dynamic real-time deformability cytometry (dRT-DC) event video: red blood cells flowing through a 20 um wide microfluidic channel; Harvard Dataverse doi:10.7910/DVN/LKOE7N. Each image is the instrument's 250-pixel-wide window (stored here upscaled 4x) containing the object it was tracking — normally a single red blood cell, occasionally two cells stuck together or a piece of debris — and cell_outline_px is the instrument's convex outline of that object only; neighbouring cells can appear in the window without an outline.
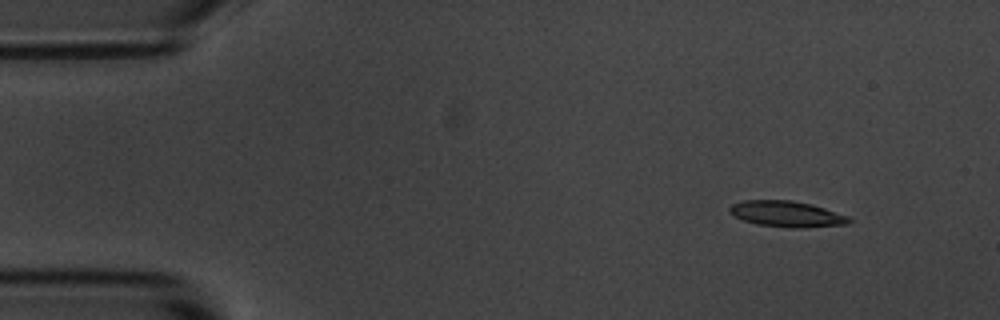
{"species": "common noctule bat (a hibernating species)", "species_latin": "Nyctalus noctula", "temperature_condition": "room temperature", "stored_images_in_passage": 4, "segment_of_instrument_passage": [1, 2], "camera_frame_rate_fps": 3000, "um_per_image_px": 0.085, "animal": {"sex": "male", "body_mass_g": 20.1, "forearm_length_mm": 53.5}, "frame": {"image": 1, "passage_image": 1, "time_ms": 0.0, "image_size_px": [1000, 320], "cell_outline_px": [[852, 220], [848, 224], [804, 228], [796, 228], [756, 224], [744, 220], [728, 212], [728, 208], [732, 204], [744, 200], [792, 200], [812, 204], [848, 216]], "centroid_in_image_um": [66.88, 18.18], "position_along_channel_um": 18.1, "area_um2": 18.03}}
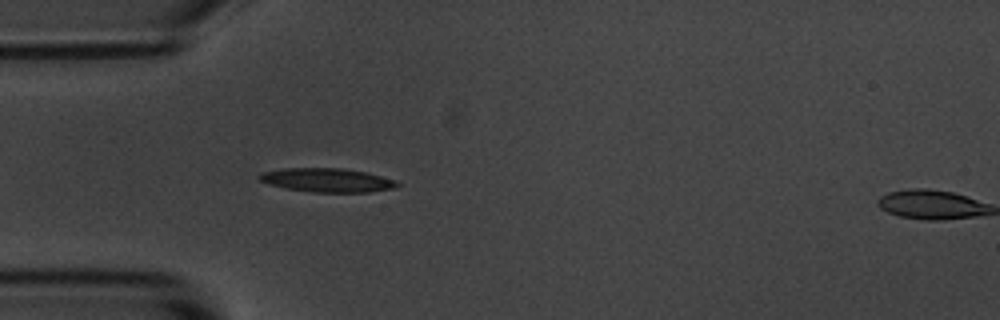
{"frame": {"image": 2, "passage_image": 3, "time_ms": 3.333, "image_size_px": [1000, 320], "cell_outline_px": [[400, 184], [392, 188], [368, 192], [316, 192], [288, 188], [268, 184], [260, 180], [256, 176], [260, 172], [284, 168], [340, 168], [368, 172], [396, 180]], "centroid_in_image_um": [27.79, 15.3], "position_along_channel_um": 57.2, "area_um2": 19.07}}